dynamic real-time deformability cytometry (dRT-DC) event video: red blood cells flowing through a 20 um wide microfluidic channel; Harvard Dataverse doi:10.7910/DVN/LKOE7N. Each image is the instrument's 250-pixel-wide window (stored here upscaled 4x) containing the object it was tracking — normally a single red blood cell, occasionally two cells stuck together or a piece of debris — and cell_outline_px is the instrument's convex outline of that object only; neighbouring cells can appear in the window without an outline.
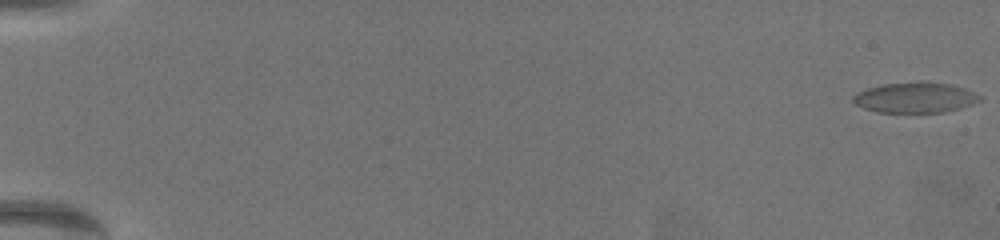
{"species": "common noctule bat (a hibernating species)", "species_latin": "Nyctalus noctula", "temperature_condition": "warm", "stored_images_in_passage": 67, "camera_frame_rate_fps": 3000, "um_per_image_px": 0.085, "animal": {"sex": "female", "body_mass_g": 19.5, "forearm_length_mm": 54.1}, "frame": {"image": 1, "passage_image": 1, "time_ms": 0.0, "image_size_px": [1000, 240], "cell_outline_px": [[980, 100], [960, 108], [944, 112], [880, 112], [864, 108], [856, 104], [852, 100], [852, 96], [856, 92], [868, 88], [884, 84], [948, 84], [964, 88], [980, 96]], "centroid_in_image_um": [77.73, 8.33], "position_along_channel_um": 7.3, "area_um2": 21.44}}
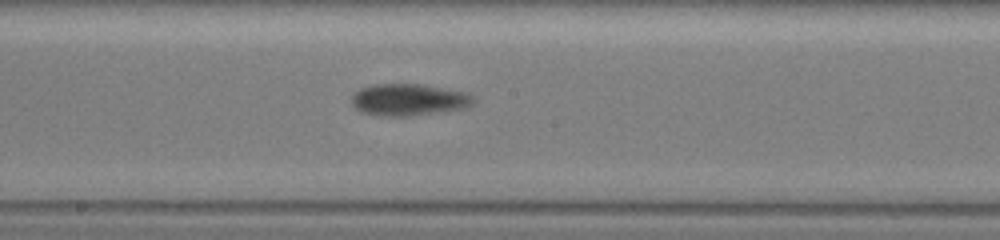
{"frame": {"image": 2, "passage_image": 39, "time_ms": 12.667, "image_size_px": [1000, 240], "cell_outline_px": [[472, 104], [464, 108], [408, 116], [380, 116], [360, 112], [352, 104], [352, 96], [360, 88], [372, 84], [420, 84], [468, 92], [472, 96]], "centroid_in_image_um": [34.7, 8.47], "position_along_channel_um": 213.5, "area_um2": 22.48}}
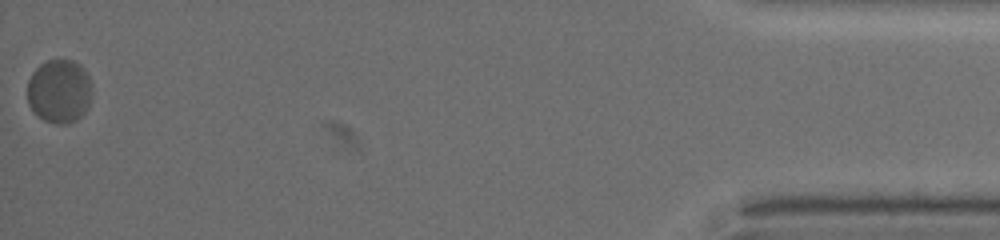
{"frame": {"image": 3, "passage_image": 67, "time_ms": 22.0, "image_size_px": [1000, 240], "cell_outline_px": [[92, 84], [88, 108], [76, 120], [68, 124], [56, 124], [44, 120], [36, 116], [28, 104], [28, 80], [32, 72], [40, 64], [48, 60], [72, 60], [80, 64], [88, 76]], "centroid_in_image_um": [5.03, 7.76], "position_along_channel_um": 430.2, "area_um2": 24.16}, "authors_computed_cell_mechanics": {"area_um2": 21.5594, "velocity_mm_per_s": 3.2411, "shape_relaxation_time_tau1_ms": 9.3264, "shape_relaxation_time_tau2_ms": null, "deformation_change_tau1": 0.1864, "deformation_change_tau2": null}}